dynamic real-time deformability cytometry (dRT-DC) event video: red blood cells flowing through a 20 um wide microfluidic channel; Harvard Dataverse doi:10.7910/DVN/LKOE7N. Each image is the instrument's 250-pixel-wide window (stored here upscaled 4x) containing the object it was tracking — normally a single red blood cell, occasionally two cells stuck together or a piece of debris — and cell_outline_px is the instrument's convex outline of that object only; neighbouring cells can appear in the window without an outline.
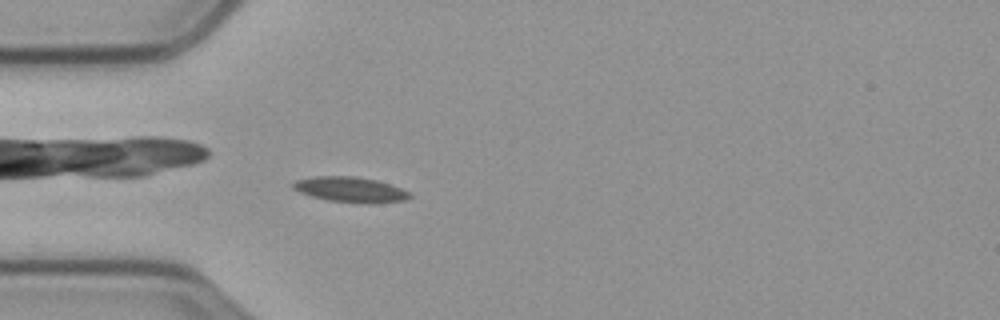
{"species": "common noctule bat (a hibernating species)", "species_latin": "Nyctalus noctula", "temperature_condition": "cold", "stored_images_in_passage": 59, "camera_frame_rate_fps": 3000, "um_per_image_px": 0.085, "animal": {"sex": "male", "body_mass_g": 23.1, "forearm_length_mm": 52.7}, "frame": {"image": 1, "passage_image": 17, "time_ms": 5.333, "image_size_px": [1000, 320], "cell_outline_px": [[412, 196], [404, 200], [372, 204], [368, 204], [328, 200], [312, 196], [300, 192], [292, 188], [292, 184], [296, 180], [316, 176], [352, 176], [376, 180], [412, 192]], "centroid_in_image_um": [29.8, 16.12], "position_along_channel_um": 55.2, "area_um2": 17.11}}
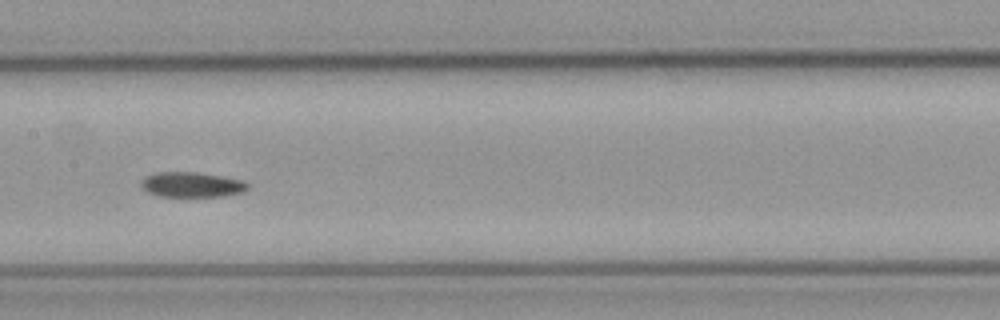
{"frame": {"image": 2, "passage_image": 29, "time_ms": 9.333, "image_size_px": [1000, 320], "cell_outline_px": [[248, 188], [244, 192], [224, 196], [160, 196], [148, 192], [140, 188], [140, 180], [144, 176], [156, 172], [196, 172], [244, 180], [248, 184]], "centroid_in_image_um": [16.26, 15.69], "position_along_channel_um": 191.1, "area_um2": 15.72}}
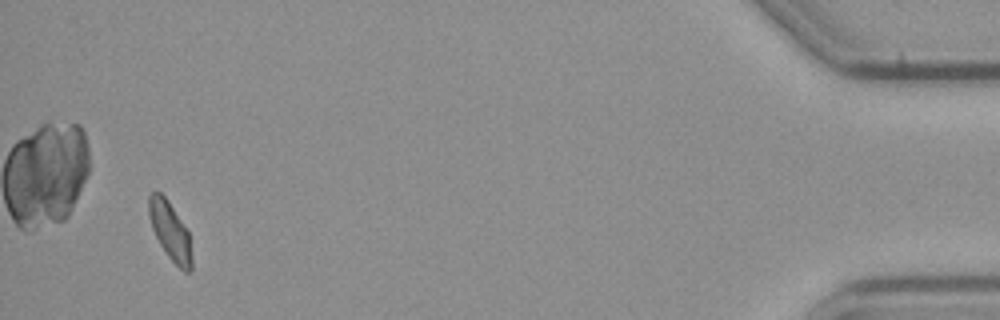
{"frame": {"image": 3, "passage_image": 56, "time_ms": 18.333, "image_size_px": [1000, 320], "cell_outline_px": [[192, 272], [184, 272], [168, 256], [160, 244], [152, 228], [148, 216], [148, 196], [152, 192], [160, 192], [168, 200], [188, 232], [192, 256]], "centroid_in_image_um": [14.45, 19.64], "position_along_channel_um": 420.7, "area_um2": 14.45}}